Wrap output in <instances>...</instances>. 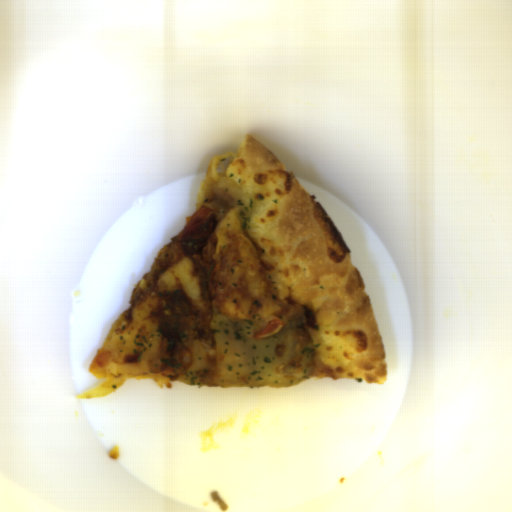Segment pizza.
I'll return each instance as SVG.
<instances>
[{
    "label": "pizza",
    "mask_w": 512,
    "mask_h": 512,
    "mask_svg": "<svg viewBox=\"0 0 512 512\" xmlns=\"http://www.w3.org/2000/svg\"><path fill=\"white\" fill-rule=\"evenodd\" d=\"M182 233L162 247L150 270L136 283L129 307L112 324L89 367L92 375L102 380L77 399L113 394L130 378H148L162 389L180 381L163 375L157 364L162 344L159 323L177 292L199 315L207 311L202 284L192 255L184 250Z\"/></svg>",
    "instance_id": "d2c48207"
},
{
    "label": "pizza",
    "mask_w": 512,
    "mask_h": 512,
    "mask_svg": "<svg viewBox=\"0 0 512 512\" xmlns=\"http://www.w3.org/2000/svg\"><path fill=\"white\" fill-rule=\"evenodd\" d=\"M220 178L255 201L247 228L238 209L217 219L211 305L214 318L276 320L311 336L309 378L381 385L387 356L367 285L333 221L281 161L254 136L207 167L195 213Z\"/></svg>",
    "instance_id": "dd6c1bee"
}]
</instances>
